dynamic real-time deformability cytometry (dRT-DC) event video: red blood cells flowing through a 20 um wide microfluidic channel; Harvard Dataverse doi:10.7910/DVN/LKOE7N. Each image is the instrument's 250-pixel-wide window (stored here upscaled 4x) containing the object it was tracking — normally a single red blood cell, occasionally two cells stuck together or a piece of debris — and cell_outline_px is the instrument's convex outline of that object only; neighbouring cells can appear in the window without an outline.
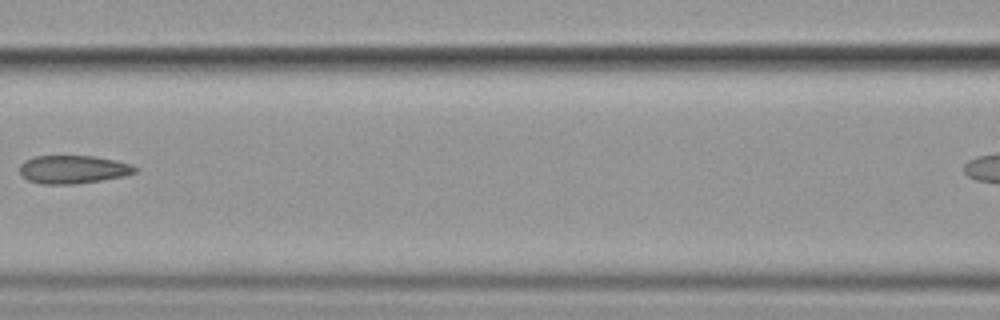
{"species": "common noctule bat (a hibernating species)", "species_latin": "Nyctalus noctula", "temperature_condition": "cold", "stored_images_in_passage": 6, "camera_frame_rate_fps": 3000, "um_per_image_px": 0.085, "animal": {"sex": "female", "body_mass_g": 19.9}, "frame": {"image": 1, "passage_image": 6, "time_ms": 7.0, "image_size_px": [1000, 320], "cell_outline_px": [[140, 168], [136, 172], [124, 176], [76, 184], [40, 184], [28, 180], [20, 172], [20, 164], [24, 160], [36, 156], [92, 156], [132, 164]], "centroid_in_image_um": [6.22, 14.4], "position_along_channel_um": 160.4, "area_um2": 18.9}}